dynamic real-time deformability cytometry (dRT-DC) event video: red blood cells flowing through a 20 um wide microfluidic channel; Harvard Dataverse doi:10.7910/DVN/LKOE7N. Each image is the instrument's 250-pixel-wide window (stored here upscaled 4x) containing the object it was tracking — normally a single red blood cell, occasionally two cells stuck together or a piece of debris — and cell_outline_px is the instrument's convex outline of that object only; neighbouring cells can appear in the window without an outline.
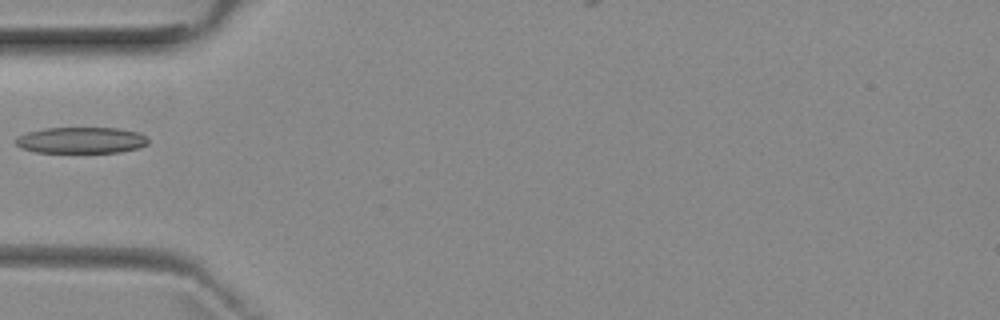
{"species": "common noctule bat (a hibernating species)", "species_latin": "Nyctalus noctula", "temperature_condition": "room temperature", "stored_images_in_passage": 1, "camera_frame_rate_fps": 3000, "um_per_image_px": 0.085, "animal": {"sex": "female", "body_mass_g": 29.2, "forearm_length_mm": 56.3}, "frame": {"image": 1, "passage_image": 1, "time_ms": 0.0, "image_size_px": [1000, 320], "cell_outline_px": [[148, 144], [136, 148], [120, 152], [36, 152], [20, 148], [12, 140], [16, 136], [28, 132], [44, 128], [116, 128], [140, 132], [148, 140]], "centroid_in_image_um": [6.84, 11.91], "position_along_channel_um": 78.2, "area_um2": 20.29}}